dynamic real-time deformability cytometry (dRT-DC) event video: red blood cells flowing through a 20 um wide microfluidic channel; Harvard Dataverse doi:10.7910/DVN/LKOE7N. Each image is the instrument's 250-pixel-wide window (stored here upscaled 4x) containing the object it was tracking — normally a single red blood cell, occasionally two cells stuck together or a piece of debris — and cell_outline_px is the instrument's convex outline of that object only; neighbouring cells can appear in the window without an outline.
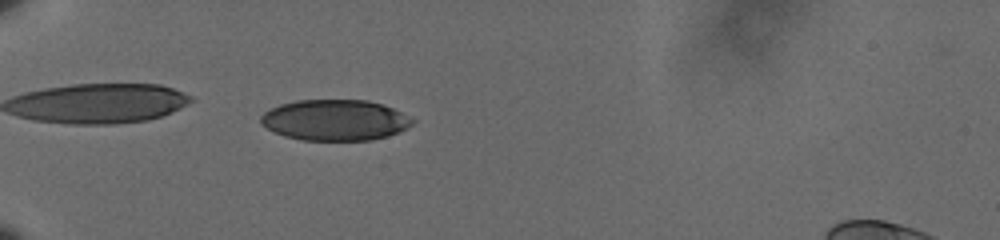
{"species": "human", "species_latin": "Homo sapiens", "temperature_condition": "cold", "stored_images_in_passage": 45, "camera_frame_rate_fps": 3000, "um_per_image_px": 0.085, "donor": {"sex": "male"}, "frame": {"image": 1, "passage_image": 6, "time_ms": 1.667, "image_size_px": [1000, 240], "cell_outline_px": [[416, 120], [408, 128], [400, 132], [388, 136], [372, 140], [300, 140], [284, 136], [260, 124], [260, 116], [264, 112], [280, 104], [296, 100], [368, 100], [392, 108]], "centroid_in_image_um": [28.48, 10.21], "position_along_channel_um": 56.5, "area_um2": 36.18}}
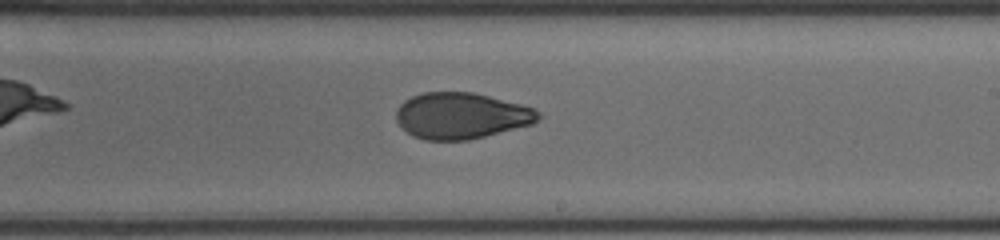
{"frame": {"image": 2, "passage_image": 24, "time_ms": 7.667, "image_size_px": [1000, 240], "cell_outline_px": [[544, 116], [540, 120], [532, 124], [468, 140], [424, 140], [412, 136], [396, 120], [396, 108], [404, 100], [412, 96], [424, 92], [472, 92], [520, 104], [532, 108], [540, 112]], "centroid_in_image_um": [39.2, 9.84], "position_along_channel_um": 249.8, "area_um2": 38.21}}
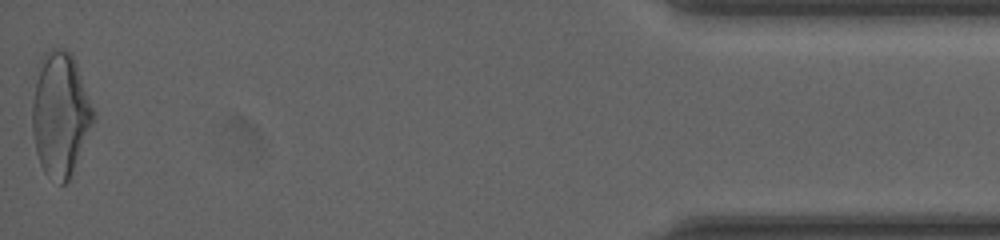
{"frame": {"image": 3, "passage_image": 45, "time_ms": 14.667, "image_size_px": [1000, 240], "cell_outline_px": [[96, 120], [72, 172], [68, 180], [64, 184], [60, 184], [44, 172], [40, 164], [36, 152], [32, 132], [32, 100], [36, 64], [44, 52], [48, 48], [64, 48], [72, 52], [76, 60], [96, 112]], "centroid_in_image_um": [5.13, 9.62], "position_along_channel_um": 430.1, "area_um2": 45.43}, "authors_computed_cell_mechanics": {"area_um2": 38.6682, "velocity_mm_per_s": 3.599, "shape_relaxation_time_tau1_ms": 5.9877, "shape_relaxation_time_tau2_ms": 1.974, "deformation_change_tau1": 0.1641, "deformation_change_tau2": 0.0696}}